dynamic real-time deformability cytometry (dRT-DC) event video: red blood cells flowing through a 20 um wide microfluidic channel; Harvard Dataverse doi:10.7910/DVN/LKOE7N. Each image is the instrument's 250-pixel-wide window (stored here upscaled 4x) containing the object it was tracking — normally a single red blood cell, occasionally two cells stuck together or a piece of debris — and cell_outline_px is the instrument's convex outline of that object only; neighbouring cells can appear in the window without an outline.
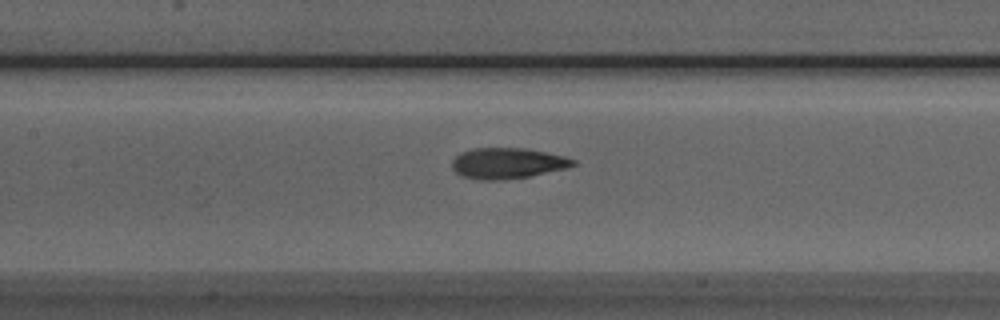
{"species": "Egyptian fruit bat (a non-hibernating species)", "species_latin": "Rousettus aegyptiacus", "temperature_condition": "room temperature", "stored_images_in_passage": 31, "camera_frame_rate_fps": 3000, "um_per_image_px": 0.085, "animal": {"sex": "male"}, "frame": {"image": 1, "passage_image": 9, "time_ms": 2.667, "image_size_px": [1000, 320], "cell_outline_px": [[576, 164], [568, 168], [528, 176], [496, 180], [480, 180], [460, 176], [452, 168], [452, 160], [460, 152], [472, 148], [524, 148], [564, 156], [576, 160]], "centroid_in_image_um": [43.1, 13.87], "position_along_channel_um": 164.3, "area_um2": 21.68}}
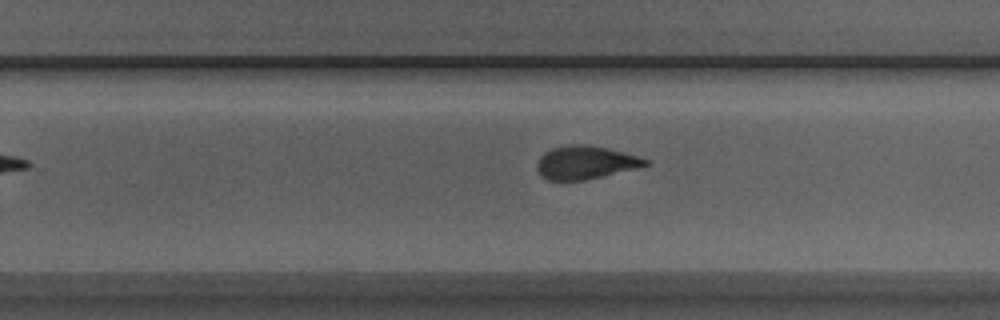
{"frame": {"image": 2, "passage_image": 18, "time_ms": 5.667, "image_size_px": [1000, 320], "cell_outline_px": [[648, 164], [584, 180], [548, 180], [536, 168], [536, 164], [540, 156], [544, 152], [552, 148], [568, 144], [588, 144], [608, 148], [636, 156], [648, 160]], "centroid_in_image_um": [49.68, 13.78], "position_along_channel_um": 280.1, "area_um2": 20.46}}
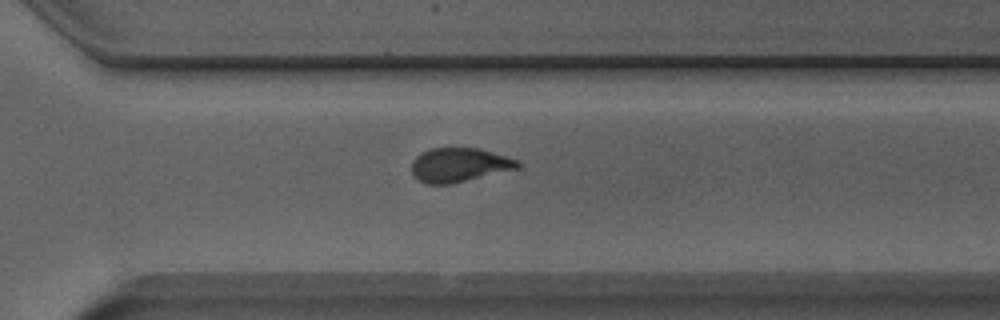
{"frame": {"image": 3, "passage_image": 22, "time_ms": 7.0, "image_size_px": [1000, 320], "cell_outline_px": [[520, 164], [516, 168], [452, 184], [428, 184], [420, 180], [412, 172], [412, 160], [420, 152], [428, 148], [480, 148], [520, 160]], "centroid_in_image_um": [39.02, 14.0], "position_along_channel_um": 331.6, "area_um2": 20.98}, "authors_computed_cell_mechanics": {"area_um2": 21.7906, "velocity_mm_per_s": 3.8758, "shape_relaxation_time_tau1_ms": 4.3244, "shape_relaxation_time_tau2_ms": 1.769, "deformation_change_tau1": 0.1654, "deformation_change_tau2": 0.0884}}